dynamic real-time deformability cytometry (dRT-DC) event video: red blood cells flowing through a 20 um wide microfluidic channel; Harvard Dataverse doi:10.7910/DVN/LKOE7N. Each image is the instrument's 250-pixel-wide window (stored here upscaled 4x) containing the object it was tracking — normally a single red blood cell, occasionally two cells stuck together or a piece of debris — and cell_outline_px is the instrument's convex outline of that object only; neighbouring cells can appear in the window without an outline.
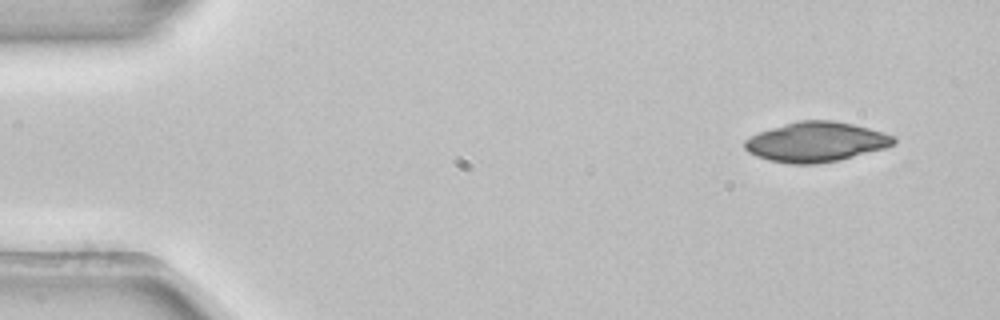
{"species": "common noctule bat (a hibernating species)", "species_latin": "Nyctalus noctula", "temperature_condition": "room temperature", "stored_images_in_passage": 4, "camera_frame_rate_fps": 3000, "um_per_image_px": 0.085, "animal": {"sex": "female", "body_mass_g": 22.7, "forearm_length_mm": 54.2}, "frame": {"image": 1, "passage_image": 1, "time_ms": 0.0, "image_size_px": [1000, 320], "cell_outline_px": [[896, 144], [884, 148], [840, 160], [816, 164], [792, 164], [768, 160], [756, 156], [748, 152], [744, 148], [744, 140], [760, 132], [772, 128], [800, 120], [832, 120], [852, 124], [868, 128], [892, 136], [896, 140]], "centroid_in_image_um": [69.35, 12.08], "position_along_channel_um": 15.7, "area_um2": 34.28}}